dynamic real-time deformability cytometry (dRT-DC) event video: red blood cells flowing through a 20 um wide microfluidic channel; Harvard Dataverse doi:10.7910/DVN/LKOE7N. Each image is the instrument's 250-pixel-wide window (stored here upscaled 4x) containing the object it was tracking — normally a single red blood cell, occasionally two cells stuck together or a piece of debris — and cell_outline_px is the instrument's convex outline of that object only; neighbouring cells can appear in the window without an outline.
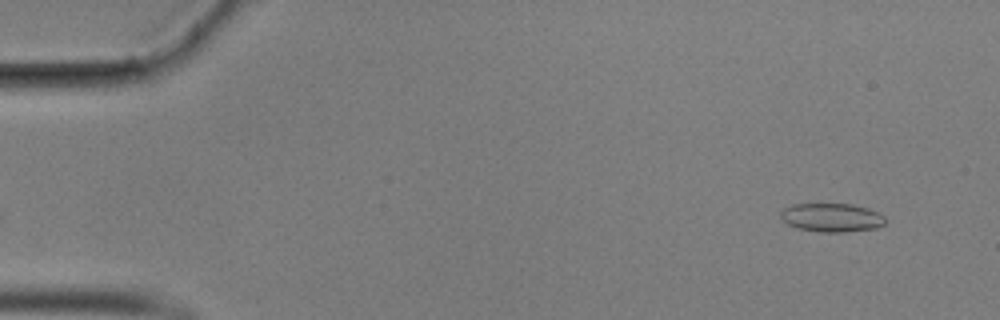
{"species": "common noctule bat (a hibernating species)", "species_latin": "Nyctalus noctula", "temperature_condition": "cold", "stored_images_in_passage": 15, "camera_frame_rate_fps": 3000, "um_per_image_px": 0.085, "animal": {"sex": "male", "body_mass_g": 17.9}, "frame": {"image": 1, "passage_image": 1, "time_ms": 0.0, "image_size_px": [1000, 320], "cell_outline_px": [[884, 224], [876, 228], [844, 232], [820, 232], [796, 228], [788, 224], [780, 216], [780, 212], [784, 208], [792, 204], [852, 204], [868, 208], [884, 216]], "centroid_in_image_um": [70.67, 18.49], "position_along_channel_um": 14.3, "area_um2": 17.4}}
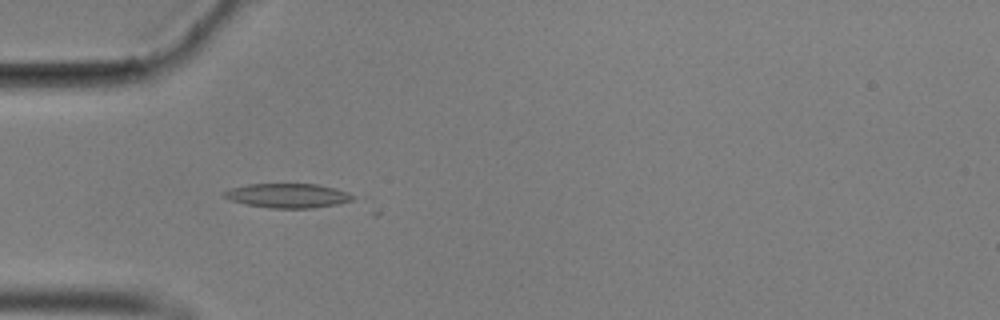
{"frame": {"image": 2, "passage_image": 14, "time_ms": 4.333, "image_size_px": [1000, 320], "cell_outline_px": [[356, 196], [352, 200], [336, 204], [312, 208], [268, 208], [244, 204], [232, 200], [224, 196], [220, 192], [232, 188], [248, 184], [316, 184], [336, 188], [348, 192]], "centroid_in_image_um": [24.46, 16.63], "position_along_channel_um": 60.5, "area_um2": 18.26}}